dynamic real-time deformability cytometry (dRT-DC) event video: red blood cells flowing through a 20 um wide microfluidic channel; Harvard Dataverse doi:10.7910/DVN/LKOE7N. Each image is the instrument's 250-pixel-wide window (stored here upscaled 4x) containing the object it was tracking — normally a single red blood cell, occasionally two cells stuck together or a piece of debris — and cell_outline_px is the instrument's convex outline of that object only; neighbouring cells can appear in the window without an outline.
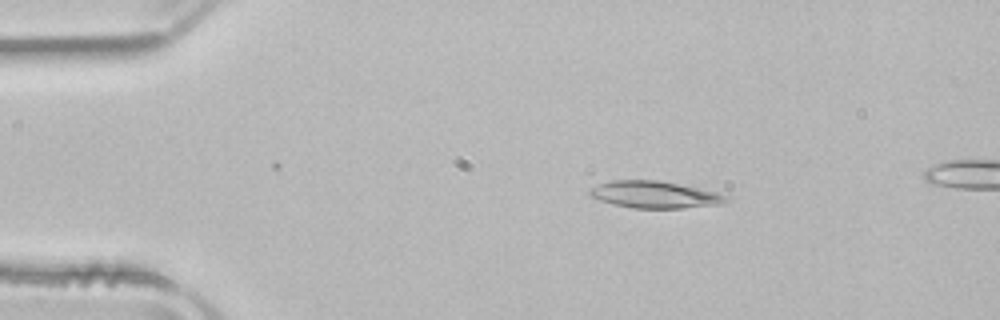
{"species": "common noctule bat (a hibernating species)", "species_latin": "Nyctalus noctula", "temperature_condition": "room temperature", "stored_images_in_passage": 5, "camera_frame_rate_fps": 3000, "um_per_image_px": 0.085, "animal": {"sex": "male", "body_mass_g": 21.5, "forearm_length_mm": 52.0}, "frame": {"image": 1, "passage_image": 3, "time_ms": 0.667, "image_size_px": [1000, 320], "cell_outline_px": [[728, 200], [724, 204], [684, 208], [632, 208], [612, 204], [600, 200], [592, 196], [588, 192], [592, 188], [600, 184], [612, 180], [660, 180], [680, 184], [716, 192], [728, 196]], "centroid_in_image_um": [55.69, 16.55], "position_along_channel_um": 29.3, "area_um2": 21.39}}